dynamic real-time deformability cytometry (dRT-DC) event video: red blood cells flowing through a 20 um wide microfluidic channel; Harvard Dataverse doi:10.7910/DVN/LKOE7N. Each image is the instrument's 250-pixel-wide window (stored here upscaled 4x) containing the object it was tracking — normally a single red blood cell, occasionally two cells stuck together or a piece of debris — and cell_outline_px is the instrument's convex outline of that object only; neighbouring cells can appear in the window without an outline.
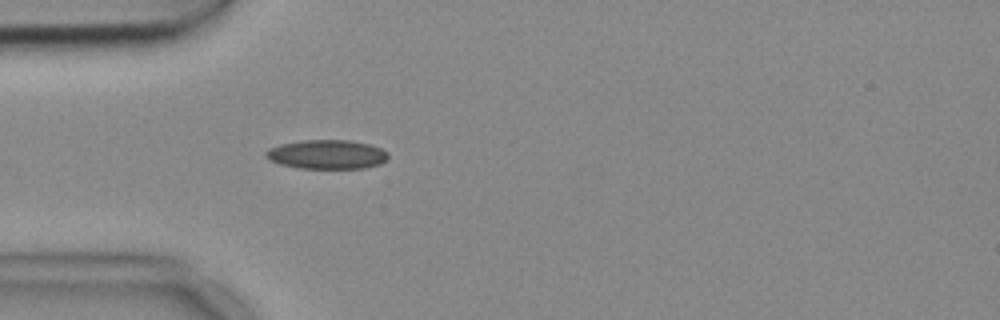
{"species": "common noctule bat (a hibernating species)", "species_latin": "Nyctalus noctula", "temperature_condition": "cold", "stored_images_in_passage": 6, "camera_frame_rate_fps": 3000, "um_per_image_px": 0.085, "animal": {"sex": "female", "body_mass_g": 18.4}, "frame": {"image": 1, "passage_image": 6, "time_ms": 1.667, "image_size_px": [1000, 320], "cell_outline_px": [[388, 156], [380, 164], [364, 168], [300, 168], [280, 164], [268, 160], [264, 156], [264, 152], [268, 148], [280, 144], [300, 140], [352, 140], [368, 144], [380, 148], [388, 152]], "centroid_in_image_um": [27.74, 13.12], "position_along_channel_um": 57.3, "area_um2": 20.87}}